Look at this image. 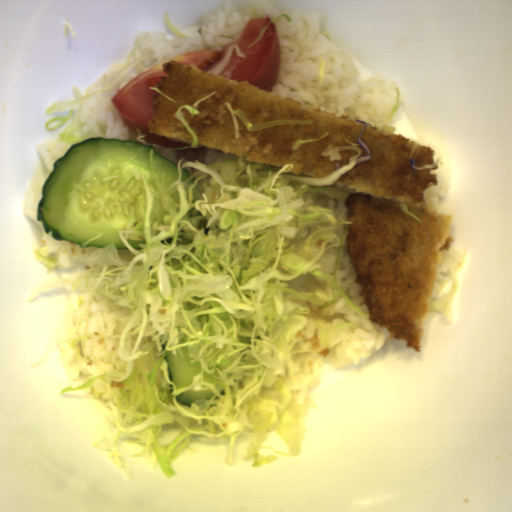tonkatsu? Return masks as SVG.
Masks as SVG:
<instances>
[{
	"mask_svg": "<svg viewBox=\"0 0 512 512\" xmlns=\"http://www.w3.org/2000/svg\"><path fill=\"white\" fill-rule=\"evenodd\" d=\"M167 74L156 86L148 133L192 143L176 117L180 106L211 95L191 114L181 115L198 145L225 151L247 162L281 167L299 175L325 178L349 165L354 150H338L340 159L323 156L328 146L357 147L356 165L335 182L353 189L344 203L350 221L347 250L357 277L359 297L369 320L390 338H404L420 352L440 252L452 246V216L429 207L425 191L439 184L435 151L405 137L369 126L327 108L282 98L243 81L209 74L196 65L166 61ZM232 110L250 123L277 118H308L313 124H281L249 131Z\"/></svg>",
	"mask_w": 512,
	"mask_h": 512,
	"instance_id": "tonkatsu-1",
	"label": "tonkatsu"
}]
</instances>
